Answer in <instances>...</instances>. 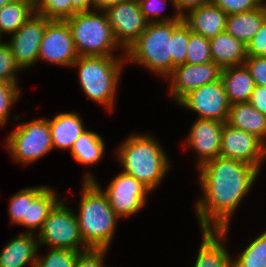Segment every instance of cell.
Listing matches in <instances>:
<instances>
[{"label": "cell", "instance_id": "34", "mask_svg": "<svg viewBox=\"0 0 266 267\" xmlns=\"http://www.w3.org/2000/svg\"><path fill=\"white\" fill-rule=\"evenodd\" d=\"M20 88L16 84L0 81V127H4L10 118L11 108L21 97Z\"/></svg>", "mask_w": 266, "mask_h": 267}, {"label": "cell", "instance_id": "19", "mask_svg": "<svg viewBox=\"0 0 266 267\" xmlns=\"http://www.w3.org/2000/svg\"><path fill=\"white\" fill-rule=\"evenodd\" d=\"M22 233V234H21ZM1 249L0 267H35L37 253L40 251L37 235L21 232Z\"/></svg>", "mask_w": 266, "mask_h": 267}, {"label": "cell", "instance_id": "13", "mask_svg": "<svg viewBox=\"0 0 266 267\" xmlns=\"http://www.w3.org/2000/svg\"><path fill=\"white\" fill-rule=\"evenodd\" d=\"M112 28L115 41L123 52L139 38L146 29L145 20L137 0L121 2L103 10Z\"/></svg>", "mask_w": 266, "mask_h": 267}, {"label": "cell", "instance_id": "30", "mask_svg": "<svg viewBox=\"0 0 266 267\" xmlns=\"http://www.w3.org/2000/svg\"><path fill=\"white\" fill-rule=\"evenodd\" d=\"M77 12L71 0H35V13L50 20H65Z\"/></svg>", "mask_w": 266, "mask_h": 267}, {"label": "cell", "instance_id": "16", "mask_svg": "<svg viewBox=\"0 0 266 267\" xmlns=\"http://www.w3.org/2000/svg\"><path fill=\"white\" fill-rule=\"evenodd\" d=\"M223 126V122L200 118L192 123L185 145L196 152L197 169L207 161L220 157Z\"/></svg>", "mask_w": 266, "mask_h": 267}, {"label": "cell", "instance_id": "11", "mask_svg": "<svg viewBox=\"0 0 266 267\" xmlns=\"http://www.w3.org/2000/svg\"><path fill=\"white\" fill-rule=\"evenodd\" d=\"M78 57L68 23L50 20L40 43L38 62L70 68Z\"/></svg>", "mask_w": 266, "mask_h": 267}, {"label": "cell", "instance_id": "21", "mask_svg": "<svg viewBox=\"0 0 266 267\" xmlns=\"http://www.w3.org/2000/svg\"><path fill=\"white\" fill-rule=\"evenodd\" d=\"M51 131L53 150L62 149L71 151L74 142L86 130L85 124L78 112H63L48 118Z\"/></svg>", "mask_w": 266, "mask_h": 267}, {"label": "cell", "instance_id": "17", "mask_svg": "<svg viewBox=\"0 0 266 267\" xmlns=\"http://www.w3.org/2000/svg\"><path fill=\"white\" fill-rule=\"evenodd\" d=\"M61 199L48 185L27 187L26 219H22L18 225L26 227V233L36 234L35 230L38 233L50 211Z\"/></svg>", "mask_w": 266, "mask_h": 267}, {"label": "cell", "instance_id": "24", "mask_svg": "<svg viewBox=\"0 0 266 267\" xmlns=\"http://www.w3.org/2000/svg\"><path fill=\"white\" fill-rule=\"evenodd\" d=\"M221 80L231 105L249 102L255 84L245 65L223 68Z\"/></svg>", "mask_w": 266, "mask_h": 267}, {"label": "cell", "instance_id": "29", "mask_svg": "<svg viewBox=\"0 0 266 267\" xmlns=\"http://www.w3.org/2000/svg\"><path fill=\"white\" fill-rule=\"evenodd\" d=\"M190 27L182 20L171 34V72L176 66L186 63L187 46L189 43Z\"/></svg>", "mask_w": 266, "mask_h": 267}, {"label": "cell", "instance_id": "3", "mask_svg": "<svg viewBox=\"0 0 266 267\" xmlns=\"http://www.w3.org/2000/svg\"><path fill=\"white\" fill-rule=\"evenodd\" d=\"M79 210L76 214L79 231L89 249L111 247L119 217L106 195L93 181H82Z\"/></svg>", "mask_w": 266, "mask_h": 267}, {"label": "cell", "instance_id": "4", "mask_svg": "<svg viewBox=\"0 0 266 267\" xmlns=\"http://www.w3.org/2000/svg\"><path fill=\"white\" fill-rule=\"evenodd\" d=\"M121 53V56H79L71 66L78 71L79 83L86 97L103 105L109 112H114L120 76L127 64L125 52Z\"/></svg>", "mask_w": 266, "mask_h": 267}, {"label": "cell", "instance_id": "42", "mask_svg": "<svg viewBox=\"0 0 266 267\" xmlns=\"http://www.w3.org/2000/svg\"><path fill=\"white\" fill-rule=\"evenodd\" d=\"M176 12L182 17L187 14L190 10L205 5L211 0H174Z\"/></svg>", "mask_w": 266, "mask_h": 267}, {"label": "cell", "instance_id": "26", "mask_svg": "<svg viewBox=\"0 0 266 267\" xmlns=\"http://www.w3.org/2000/svg\"><path fill=\"white\" fill-rule=\"evenodd\" d=\"M105 149L102 137L86 129L74 142L70 154L77 163L88 167L97 165L103 159Z\"/></svg>", "mask_w": 266, "mask_h": 267}, {"label": "cell", "instance_id": "37", "mask_svg": "<svg viewBox=\"0 0 266 267\" xmlns=\"http://www.w3.org/2000/svg\"><path fill=\"white\" fill-rule=\"evenodd\" d=\"M227 15L241 13L259 8L265 0H211Z\"/></svg>", "mask_w": 266, "mask_h": 267}, {"label": "cell", "instance_id": "22", "mask_svg": "<svg viewBox=\"0 0 266 267\" xmlns=\"http://www.w3.org/2000/svg\"><path fill=\"white\" fill-rule=\"evenodd\" d=\"M212 61L221 69L241 66L247 58L246 45L226 31L210 39Z\"/></svg>", "mask_w": 266, "mask_h": 267}, {"label": "cell", "instance_id": "44", "mask_svg": "<svg viewBox=\"0 0 266 267\" xmlns=\"http://www.w3.org/2000/svg\"><path fill=\"white\" fill-rule=\"evenodd\" d=\"M131 1H135V0H96L97 2L96 9L104 10L107 7L118 4V3L131 2Z\"/></svg>", "mask_w": 266, "mask_h": 267}, {"label": "cell", "instance_id": "35", "mask_svg": "<svg viewBox=\"0 0 266 267\" xmlns=\"http://www.w3.org/2000/svg\"><path fill=\"white\" fill-rule=\"evenodd\" d=\"M22 71L16 64L14 56L8 44L0 42V81L16 84L20 86L17 74Z\"/></svg>", "mask_w": 266, "mask_h": 267}, {"label": "cell", "instance_id": "36", "mask_svg": "<svg viewBox=\"0 0 266 267\" xmlns=\"http://www.w3.org/2000/svg\"><path fill=\"white\" fill-rule=\"evenodd\" d=\"M8 206V214L11 223L18 225L22 219H26L27 210V188L19 190L10 197Z\"/></svg>", "mask_w": 266, "mask_h": 267}, {"label": "cell", "instance_id": "8", "mask_svg": "<svg viewBox=\"0 0 266 267\" xmlns=\"http://www.w3.org/2000/svg\"><path fill=\"white\" fill-rule=\"evenodd\" d=\"M17 124L4 143L13 160L27 166L53 150L51 131L46 117Z\"/></svg>", "mask_w": 266, "mask_h": 267}, {"label": "cell", "instance_id": "25", "mask_svg": "<svg viewBox=\"0 0 266 267\" xmlns=\"http://www.w3.org/2000/svg\"><path fill=\"white\" fill-rule=\"evenodd\" d=\"M266 19V1L259 8L227 16L225 31L247 45Z\"/></svg>", "mask_w": 266, "mask_h": 267}, {"label": "cell", "instance_id": "6", "mask_svg": "<svg viewBox=\"0 0 266 267\" xmlns=\"http://www.w3.org/2000/svg\"><path fill=\"white\" fill-rule=\"evenodd\" d=\"M65 21L79 56H117L116 49H122L115 41L103 10L77 12Z\"/></svg>", "mask_w": 266, "mask_h": 267}, {"label": "cell", "instance_id": "33", "mask_svg": "<svg viewBox=\"0 0 266 267\" xmlns=\"http://www.w3.org/2000/svg\"><path fill=\"white\" fill-rule=\"evenodd\" d=\"M45 256L37 253L35 267H74L76 259L81 252L67 249H52Z\"/></svg>", "mask_w": 266, "mask_h": 267}, {"label": "cell", "instance_id": "5", "mask_svg": "<svg viewBox=\"0 0 266 267\" xmlns=\"http://www.w3.org/2000/svg\"><path fill=\"white\" fill-rule=\"evenodd\" d=\"M181 21L148 23L126 50V62L144 67L165 79L171 73V34Z\"/></svg>", "mask_w": 266, "mask_h": 267}, {"label": "cell", "instance_id": "27", "mask_svg": "<svg viewBox=\"0 0 266 267\" xmlns=\"http://www.w3.org/2000/svg\"><path fill=\"white\" fill-rule=\"evenodd\" d=\"M33 14L35 0H15L0 9V36L15 33Z\"/></svg>", "mask_w": 266, "mask_h": 267}, {"label": "cell", "instance_id": "38", "mask_svg": "<svg viewBox=\"0 0 266 267\" xmlns=\"http://www.w3.org/2000/svg\"><path fill=\"white\" fill-rule=\"evenodd\" d=\"M107 252H109L107 249H88L81 252L74 267H106L104 260Z\"/></svg>", "mask_w": 266, "mask_h": 267}, {"label": "cell", "instance_id": "9", "mask_svg": "<svg viewBox=\"0 0 266 267\" xmlns=\"http://www.w3.org/2000/svg\"><path fill=\"white\" fill-rule=\"evenodd\" d=\"M84 176V181H93L106 195L110 206L120 220L130 218L142 210L147 205V196L152 192L135 177L123 171L111 180L105 190L91 172H87Z\"/></svg>", "mask_w": 266, "mask_h": 267}, {"label": "cell", "instance_id": "45", "mask_svg": "<svg viewBox=\"0 0 266 267\" xmlns=\"http://www.w3.org/2000/svg\"><path fill=\"white\" fill-rule=\"evenodd\" d=\"M15 1V0H0V9H2L8 3Z\"/></svg>", "mask_w": 266, "mask_h": 267}, {"label": "cell", "instance_id": "7", "mask_svg": "<svg viewBox=\"0 0 266 267\" xmlns=\"http://www.w3.org/2000/svg\"><path fill=\"white\" fill-rule=\"evenodd\" d=\"M62 198L50 211L36 234L39 248L47 246L52 249L84 252L89 248L81 237L76 212L67 205V197Z\"/></svg>", "mask_w": 266, "mask_h": 267}, {"label": "cell", "instance_id": "10", "mask_svg": "<svg viewBox=\"0 0 266 267\" xmlns=\"http://www.w3.org/2000/svg\"><path fill=\"white\" fill-rule=\"evenodd\" d=\"M177 104L197 114V118L226 123L230 103L222 80H218L190 91Z\"/></svg>", "mask_w": 266, "mask_h": 267}, {"label": "cell", "instance_id": "43", "mask_svg": "<svg viewBox=\"0 0 266 267\" xmlns=\"http://www.w3.org/2000/svg\"><path fill=\"white\" fill-rule=\"evenodd\" d=\"M72 6L78 11H88L96 9V0H71Z\"/></svg>", "mask_w": 266, "mask_h": 267}, {"label": "cell", "instance_id": "31", "mask_svg": "<svg viewBox=\"0 0 266 267\" xmlns=\"http://www.w3.org/2000/svg\"><path fill=\"white\" fill-rule=\"evenodd\" d=\"M140 6V11L148 23L156 22H172V21H182L183 17L175 12L173 16H162V10L167 7V1H169L176 11L174 0H137ZM161 15V16H160Z\"/></svg>", "mask_w": 266, "mask_h": 267}, {"label": "cell", "instance_id": "39", "mask_svg": "<svg viewBox=\"0 0 266 267\" xmlns=\"http://www.w3.org/2000/svg\"><path fill=\"white\" fill-rule=\"evenodd\" d=\"M244 65L249 70L255 85L266 86V56H247Z\"/></svg>", "mask_w": 266, "mask_h": 267}, {"label": "cell", "instance_id": "41", "mask_svg": "<svg viewBox=\"0 0 266 267\" xmlns=\"http://www.w3.org/2000/svg\"><path fill=\"white\" fill-rule=\"evenodd\" d=\"M249 103L266 116V86L255 85Z\"/></svg>", "mask_w": 266, "mask_h": 267}, {"label": "cell", "instance_id": "14", "mask_svg": "<svg viewBox=\"0 0 266 267\" xmlns=\"http://www.w3.org/2000/svg\"><path fill=\"white\" fill-rule=\"evenodd\" d=\"M49 21L35 13L6 41L21 70L31 68L38 62L40 43Z\"/></svg>", "mask_w": 266, "mask_h": 267}, {"label": "cell", "instance_id": "12", "mask_svg": "<svg viewBox=\"0 0 266 267\" xmlns=\"http://www.w3.org/2000/svg\"><path fill=\"white\" fill-rule=\"evenodd\" d=\"M220 157L247 163L261 172L260 167L266 160V144L256 136L224 123Z\"/></svg>", "mask_w": 266, "mask_h": 267}, {"label": "cell", "instance_id": "18", "mask_svg": "<svg viewBox=\"0 0 266 267\" xmlns=\"http://www.w3.org/2000/svg\"><path fill=\"white\" fill-rule=\"evenodd\" d=\"M229 229L230 226L221 230H201L202 241L193 267H232L233 255H230L224 245Z\"/></svg>", "mask_w": 266, "mask_h": 267}, {"label": "cell", "instance_id": "32", "mask_svg": "<svg viewBox=\"0 0 266 267\" xmlns=\"http://www.w3.org/2000/svg\"><path fill=\"white\" fill-rule=\"evenodd\" d=\"M208 62H212L210 39L191 32L187 46L186 63L204 64Z\"/></svg>", "mask_w": 266, "mask_h": 267}, {"label": "cell", "instance_id": "1", "mask_svg": "<svg viewBox=\"0 0 266 267\" xmlns=\"http://www.w3.org/2000/svg\"><path fill=\"white\" fill-rule=\"evenodd\" d=\"M259 173L252 165L223 157L202 164L197 179L203 197L195 203L201 230L230 226L233 213L251 192Z\"/></svg>", "mask_w": 266, "mask_h": 267}, {"label": "cell", "instance_id": "28", "mask_svg": "<svg viewBox=\"0 0 266 267\" xmlns=\"http://www.w3.org/2000/svg\"><path fill=\"white\" fill-rule=\"evenodd\" d=\"M250 241L238 258L233 256L232 267H266V231Z\"/></svg>", "mask_w": 266, "mask_h": 267}, {"label": "cell", "instance_id": "20", "mask_svg": "<svg viewBox=\"0 0 266 267\" xmlns=\"http://www.w3.org/2000/svg\"><path fill=\"white\" fill-rule=\"evenodd\" d=\"M227 16L223 10L209 2L190 10L183 16V21L192 32L211 39L225 31Z\"/></svg>", "mask_w": 266, "mask_h": 267}, {"label": "cell", "instance_id": "23", "mask_svg": "<svg viewBox=\"0 0 266 267\" xmlns=\"http://www.w3.org/2000/svg\"><path fill=\"white\" fill-rule=\"evenodd\" d=\"M226 123L256 136L266 144V116L249 102L230 105Z\"/></svg>", "mask_w": 266, "mask_h": 267}, {"label": "cell", "instance_id": "2", "mask_svg": "<svg viewBox=\"0 0 266 267\" xmlns=\"http://www.w3.org/2000/svg\"><path fill=\"white\" fill-rule=\"evenodd\" d=\"M118 146L116 158L123 172L132 175L153 192L172 166L159 140L137 132L128 135Z\"/></svg>", "mask_w": 266, "mask_h": 267}, {"label": "cell", "instance_id": "15", "mask_svg": "<svg viewBox=\"0 0 266 267\" xmlns=\"http://www.w3.org/2000/svg\"><path fill=\"white\" fill-rule=\"evenodd\" d=\"M222 69L213 61L204 64H188L176 66L165 78L169 93L178 103L190 91L221 79Z\"/></svg>", "mask_w": 266, "mask_h": 267}, {"label": "cell", "instance_id": "40", "mask_svg": "<svg viewBox=\"0 0 266 267\" xmlns=\"http://www.w3.org/2000/svg\"><path fill=\"white\" fill-rule=\"evenodd\" d=\"M247 56H266V19L263 21L260 30L246 45Z\"/></svg>", "mask_w": 266, "mask_h": 267}]
</instances>
